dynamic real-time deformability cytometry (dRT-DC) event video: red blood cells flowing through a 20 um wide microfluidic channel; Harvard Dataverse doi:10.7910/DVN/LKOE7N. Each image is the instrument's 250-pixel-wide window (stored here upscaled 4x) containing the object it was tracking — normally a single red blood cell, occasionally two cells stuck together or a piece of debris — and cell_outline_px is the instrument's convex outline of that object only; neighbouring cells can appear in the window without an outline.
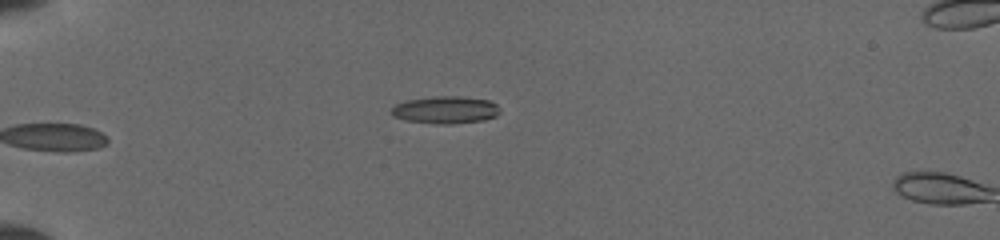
{"species": "common noctule bat (a hibernating species)", "species_latin": "Nyctalus noctula", "temperature_condition": "cold", "stored_images_in_passage": 8, "camera_frame_rate_fps": 3000, "um_per_image_px": 0.085, "animal": {"sex": "female", "body_mass_g": 19.5, "forearm_length_mm": 54.1}, "frame": {"image": 1, "passage_image": 8, "time_ms": 5.333, "image_size_px": [1000, 240], "cell_outline_px": [[500, 112], [496, 116], [484, 120], [452, 124], [440, 124], [404, 120], [392, 116], [392, 108], [396, 104], [408, 100], [436, 96], [460, 96], [488, 100], [496, 104]], "centroid_in_image_um": [37.87, 9.34], "position_along_channel_um": 47.1, "area_um2": 17.22}}